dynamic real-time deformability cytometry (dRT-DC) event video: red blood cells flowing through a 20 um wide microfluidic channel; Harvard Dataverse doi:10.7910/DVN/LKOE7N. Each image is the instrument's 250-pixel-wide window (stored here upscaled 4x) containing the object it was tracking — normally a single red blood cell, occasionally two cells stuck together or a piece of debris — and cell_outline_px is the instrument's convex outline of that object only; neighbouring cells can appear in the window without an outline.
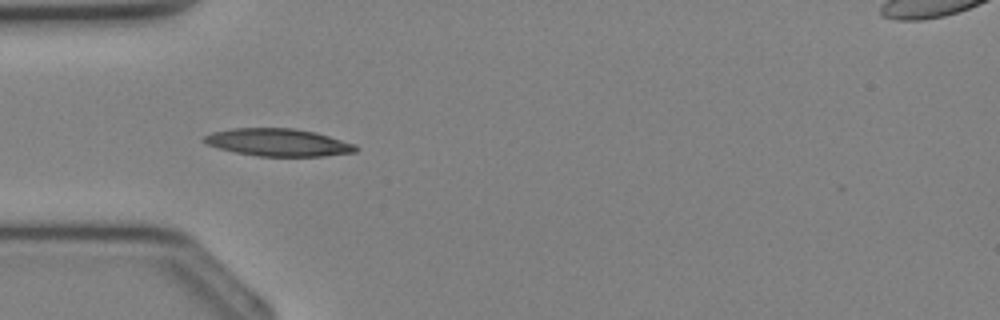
{"species": "Egyptian fruit bat (a non-hibernating species)", "species_latin": "Rousettus aegyptiacus", "temperature_condition": "cold", "stored_images_in_passage": 23, "camera_frame_rate_fps": 3000, "um_per_image_px": 0.085, "animal": {"sex": "female"}, "frame": {"image": 1, "passage_image": 2, "time_ms": 0.333, "image_size_px": [1000, 320], "cell_outline_px": [[360, 148], [356, 152], [324, 156], [256, 156], [236, 152], [204, 144], [200, 140], [204, 136], [212, 132], [232, 128], [292, 128], [316, 132], [356, 144]], "centroid_in_image_um": [23.65, 12.1], "position_along_channel_um": 61.4, "area_um2": 24.51}}
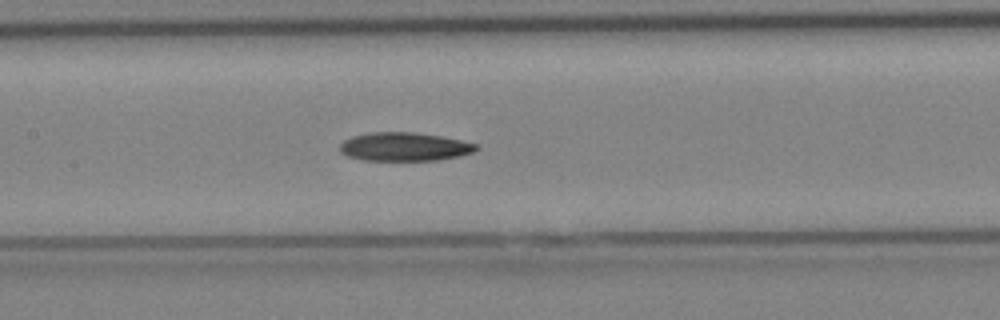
{"frame": {"image": 2, "passage_image": 8, "time_ms": 2.333, "image_size_px": [1000, 320], "cell_outline_px": [[480, 148], [476, 152], [460, 156], [436, 160], [364, 160], [348, 156], [340, 152], [340, 144], [344, 140], [352, 136], [372, 132], [412, 132], [440, 136], [460, 140], [476, 144]], "centroid_in_image_um": [34.39, 12.47], "position_along_channel_um": 173.0, "area_um2": 22.66}}
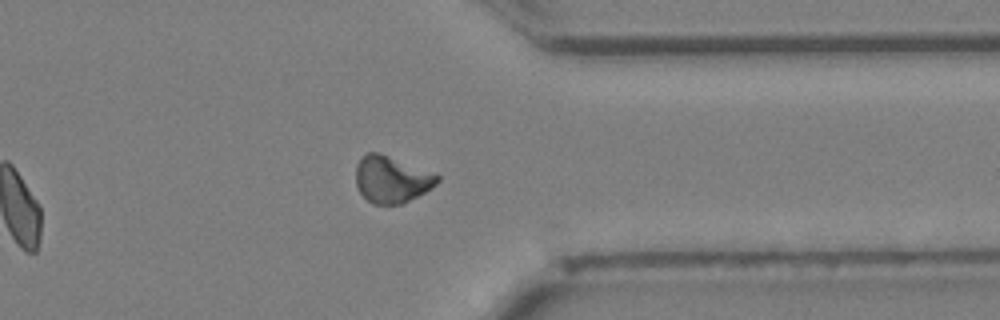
{"frame": {"image": 3, "passage_image": 19, "time_ms": 6.0, "image_size_px": [1000, 320], "cell_outline_px": [[440, 180], [432, 188], [400, 204], [372, 204], [360, 192], [356, 184], [356, 164], [360, 156], [368, 152], [380, 152], [440, 176]], "centroid_in_image_um": [33.24, 15.23], "position_along_channel_um": 378.2, "area_um2": 22.02}}